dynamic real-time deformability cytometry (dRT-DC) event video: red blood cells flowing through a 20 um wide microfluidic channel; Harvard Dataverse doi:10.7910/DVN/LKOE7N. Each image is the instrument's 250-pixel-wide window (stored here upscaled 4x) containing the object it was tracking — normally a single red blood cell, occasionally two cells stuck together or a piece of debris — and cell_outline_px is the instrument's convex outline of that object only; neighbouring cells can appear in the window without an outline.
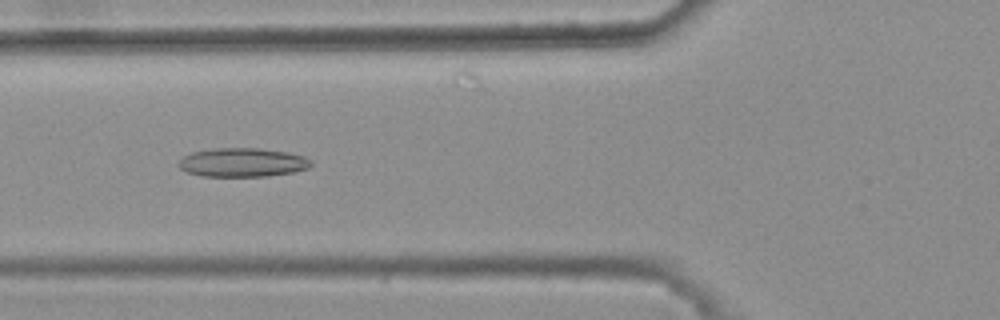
{"species": "common noctule bat (a hibernating species)", "species_latin": "Nyctalus noctula", "temperature_condition": "warm", "stored_images_in_passage": 48, "camera_frame_rate_fps": 3000, "um_per_image_px": 0.085, "animal": {"sex": "female", "body_mass_g": 25.1}, "frame": {"image": 1, "passage_image": 21, "time_ms": 6.667, "image_size_px": [1000, 320], "cell_outline_px": [[312, 164], [308, 168], [292, 172], [268, 176], [200, 176], [188, 172], [180, 168], [180, 160], [184, 156], [192, 152], [216, 148], [260, 148], [288, 152], [304, 156], [312, 160]], "centroid_in_image_um": [20.65, 13.8], "position_along_channel_um": 105.2, "area_um2": 22.2}}
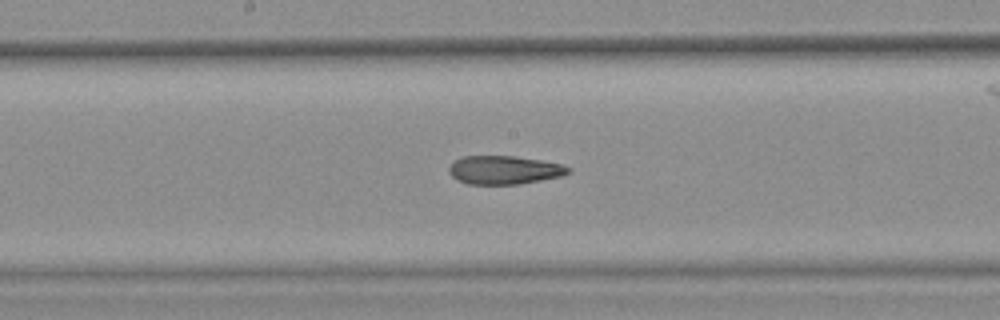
{"frame": {"image": 2, "passage_image": 29, "time_ms": 9.333, "image_size_px": [1000, 320], "cell_outline_px": [[572, 168], [568, 172], [560, 176], [520, 184], [468, 184], [456, 180], [448, 172], [448, 168], [460, 156], [516, 156], [540, 160], [560, 164]], "centroid_in_image_um": [42.81, 14.45], "position_along_channel_um": 205.4, "area_um2": 19.71}}
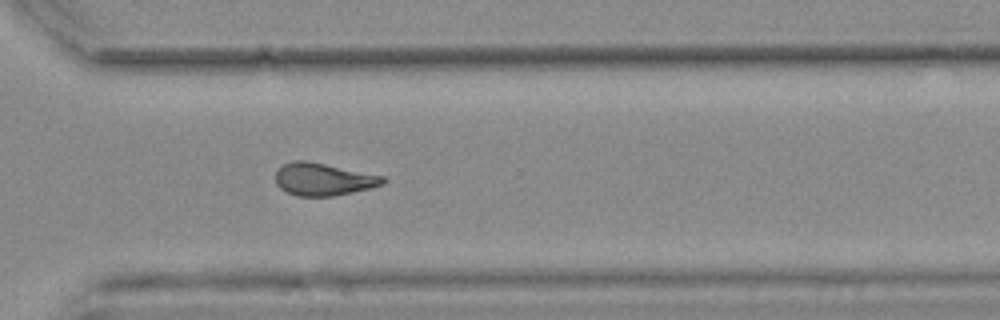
{"frame": {"image": 3, "passage_image": 40, "time_ms": 13.0, "image_size_px": [1000, 320], "cell_outline_px": [[388, 180], [384, 184], [372, 188], [332, 196], [296, 196], [280, 188], [276, 184], [276, 172], [284, 164], [292, 160], [304, 160], [384, 176]], "centroid_in_image_um": [27.5, 15.24], "position_along_channel_um": 343.1, "area_um2": 20.23}}